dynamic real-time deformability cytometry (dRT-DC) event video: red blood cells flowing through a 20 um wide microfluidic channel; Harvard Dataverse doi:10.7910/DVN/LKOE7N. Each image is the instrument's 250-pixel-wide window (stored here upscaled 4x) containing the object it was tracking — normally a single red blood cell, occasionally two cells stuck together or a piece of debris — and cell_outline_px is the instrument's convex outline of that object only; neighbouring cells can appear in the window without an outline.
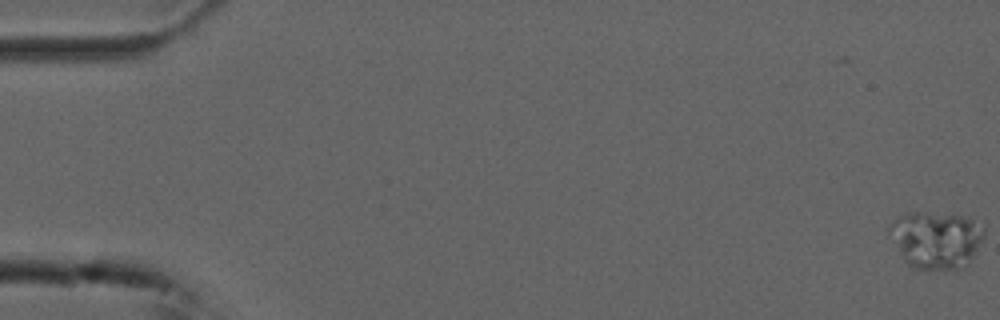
{"species": "common noctule bat (a hibernating species)", "species_latin": "Nyctalus noctula", "temperature_condition": "cold", "stored_images_in_passage": 2, "camera_frame_rate_fps": 3000, "um_per_image_px": 0.085, "animal": {"sex": "male", "forearm_length_mm": 52.5}, "frame": {"image": 1, "passage_image": 2, "time_ms": 0.333, "image_size_px": [1000, 320], "cell_outline_px": [[984, 236], [968, 264], [964, 268], [952, 272], [916, 268], [908, 264], [904, 260], [888, 232], [888, 228], [892, 220], [908, 212], [920, 212], [960, 216], [972, 220], [984, 228]], "centroid_in_image_um": [79.55, 20.42], "position_along_channel_um": 5.4, "area_um2": 31.62}}